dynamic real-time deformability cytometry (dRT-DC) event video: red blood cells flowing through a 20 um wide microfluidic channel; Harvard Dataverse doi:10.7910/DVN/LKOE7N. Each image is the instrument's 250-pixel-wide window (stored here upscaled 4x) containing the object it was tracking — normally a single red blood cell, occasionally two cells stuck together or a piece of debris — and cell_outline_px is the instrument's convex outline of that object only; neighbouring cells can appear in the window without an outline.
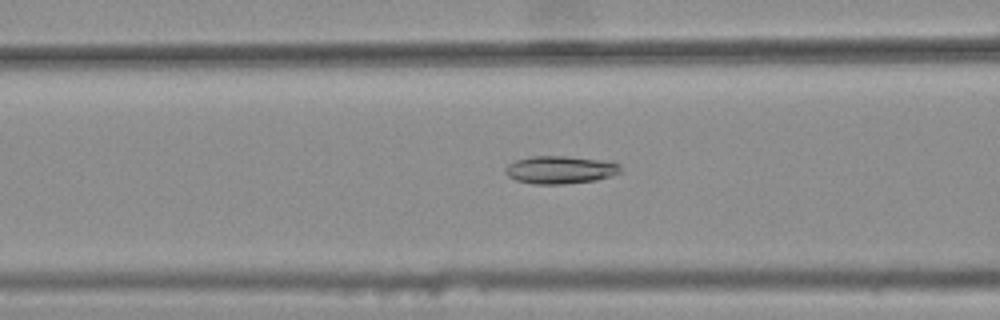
{"species": "common noctule bat (a hibernating species)", "species_latin": "Nyctalus noctula", "temperature_condition": "warm", "stored_images_in_passage": 36, "camera_frame_rate_fps": 3000, "um_per_image_px": 0.085, "animal": {"sex": "female", "body_mass_g": 25.1}, "frame": {"image": 1, "passage_image": 11, "time_ms": 3.333, "image_size_px": [1000, 320], "cell_outline_px": [[620, 172], [612, 176], [596, 180], [564, 184], [532, 184], [516, 180], [508, 176], [504, 172], [504, 168], [508, 164], [516, 160], [532, 156], [564, 156], [612, 160], [620, 164]], "centroid_in_image_um": [47.64, 14.42], "position_along_channel_um": 119.0, "area_um2": 18.96}}
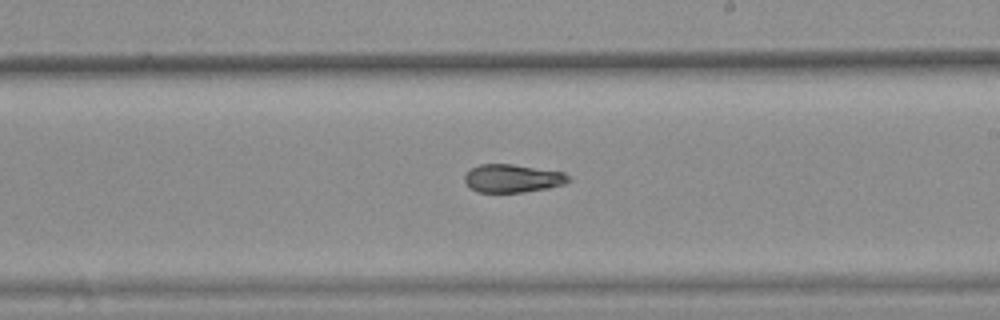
{"frame": {"image": 2, "passage_image": 21, "time_ms": 6.667, "image_size_px": [1000, 320], "cell_outline_px": [[572, 180], [564, 184], [548, 188], [524, 192], [476, 192], [468, 188], [464, 180], [464, 176], [472, 168], [480, 164], [512, 164], [564, 172], [572, 176]], "centroid_in_image_um": [43.59, 15.17], "position_along_channel_um": 245.4, "area_um2": 17.22}}
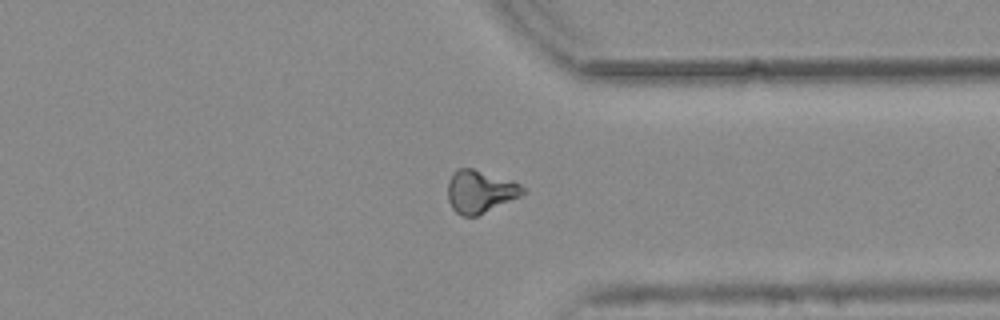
{"frame": {"image": 3, "passage_image": 31, "time_ms": 10.0, "image_size_px": [1000, 320], "cell_outline_px": [[528, 192], [520, 196], [476, 216], [460, 216], [452, 208], [448, 200], [448, 180], [456, 168], [472, 168], [512, 180], [520, 184]], "centroid_in_image_um": [40.8, 16.27], "position_along_channel_um": 370.6, "area_um2": 18.67}, "authors_computed_cell_mechanics": {"area_um2": 17.9758, "velocity_mm_per_s": 3.8068, "shape_relaxation_time_tau1_ms": null, "shape_relaxation_time_tau2_ms": 5.2607, "deformation_change_tau1": null, "deformation_change_tau2": 0.1104}}